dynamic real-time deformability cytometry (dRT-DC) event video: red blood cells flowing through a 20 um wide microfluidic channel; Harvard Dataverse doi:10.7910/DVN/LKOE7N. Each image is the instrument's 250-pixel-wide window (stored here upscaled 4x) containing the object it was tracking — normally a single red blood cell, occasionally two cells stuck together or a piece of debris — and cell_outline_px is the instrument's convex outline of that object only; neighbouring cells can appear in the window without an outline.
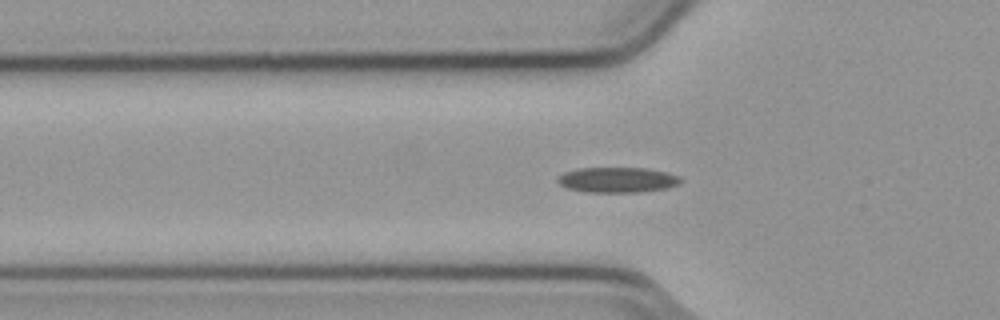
{"species": "common noctule bat (a hibernating species)", "species_latin": "Nyctalus noctula", "temperature_condition": "cold", "stored_images_in_passage": 49, "camera_frame_rate_fps": 3000, "um_per_image_px": 0.085, "animal": {"sex": "male", "body_mass_g": 23.1, "forearm_length_mm": 52.7}, "frame": {"image": 1, "passage_image": 19, "time_ms": 6.0, "image_size_px": [1000, 320], "cell_outline_px": [[684, 180], [680, 184], [668, 188], [640, 192], [584, 192], [568, 188], [560, 184], [556, 180], [564, 172], [580, 168], [648, 168], [668, 172], [680, 176]], "centroid_in_image_um": [52.55, 15.29], "position_along_channel_um": 73.2, "area_um2": 18.32}}
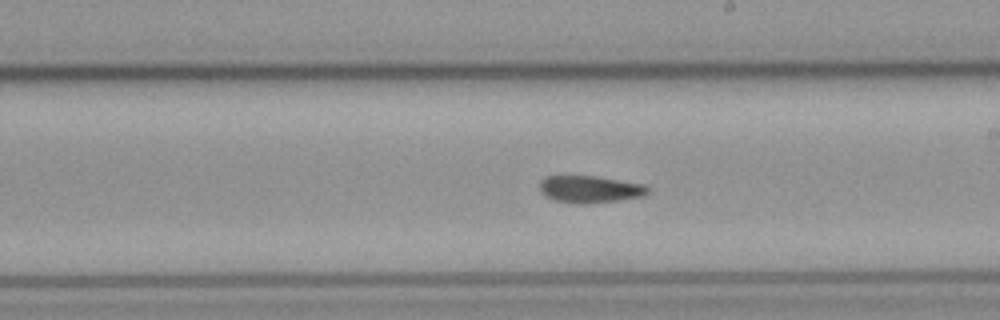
{"frame": {"image": 2, "passage_image": 32, "time_ms": 10.333, "image_size_px": [1000, 320], "cell_outline_px": [[648, 192], [644, 196], [616, 200], [584, 204], [576, 204], [552, 200], [544, 196], [540, 192], [540, 180], [544, 176], [596, 176], [644, 184], [648, 188]], "centroid_in_image_um": [50.08, 16.08], "position_along_channel_um": 238.9, "area_um2": 17.17}}
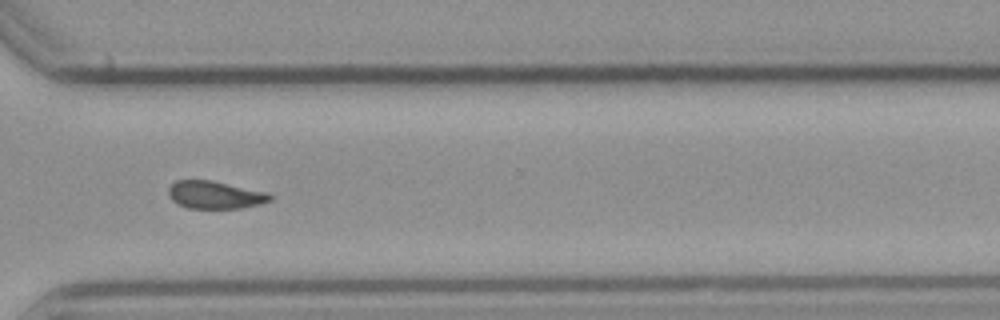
{"frame": {"image": 3, "passage_image": 41, "time_ms": 13.333, "image_size_px": [1000, 320], "cell_outline_px": [[272, 200], [260, 204], [240, 208], [188, 208], [176, 204], [168, 196], [168, 188], [176, 180], [212, 180], [268, 192], [272, 196]], "centroid_in_image_um": [18.27, 16.56], "position_along_channel_um": 352.3, "area_um2": 16.53}, "authors_computed_cell_mechanics": {"area_um2": 17.1088, "velocity_mm_per_s": 3.7897, "shape_relaxation_time_tau1_ms": null, "shape_relaxation_time_tau2_ms": 4.9462, "deformation_change_tau1": null, "deformation_change_tau2": 0.0993}}